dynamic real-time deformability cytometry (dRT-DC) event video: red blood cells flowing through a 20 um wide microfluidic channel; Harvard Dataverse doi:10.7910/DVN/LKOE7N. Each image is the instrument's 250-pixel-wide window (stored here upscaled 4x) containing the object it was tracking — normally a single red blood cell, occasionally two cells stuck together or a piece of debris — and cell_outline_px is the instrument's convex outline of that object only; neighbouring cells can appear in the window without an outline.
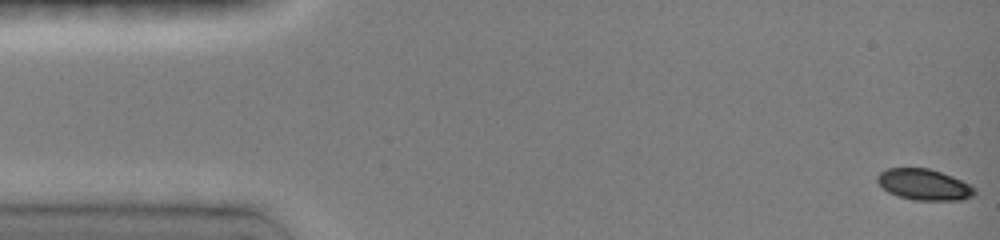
{"species": "common noctule bat (a hibernating species)", "species_latin": "Nyctalus noctula", "temperature_condition": "room temperature", "stored_images_in_passage": 48, "camera_frame_rate_fps": 3000, "um_per_image_px": 0.085, "animal": {"sex": "female", "body_mass_g": 19.0, "forearm_length_mm": 51.5}, "frame": {"image": 1, "passage_image": 1, "time_ms": 0.0, "image_size_px": [1000, 240], "cell_outline_px": [[976, 192], [972, 196], [960, 200], [912, 200], [896, 196], [888, 192], [876, 180], [876, 176], [880, 172], [888, 168], [928, 168], [952, 176], [976, 188]], "centroid_in_image_um": [78.52, 15.69], "position_along_channel_um": 6.5, "area_um2": 17.57}}
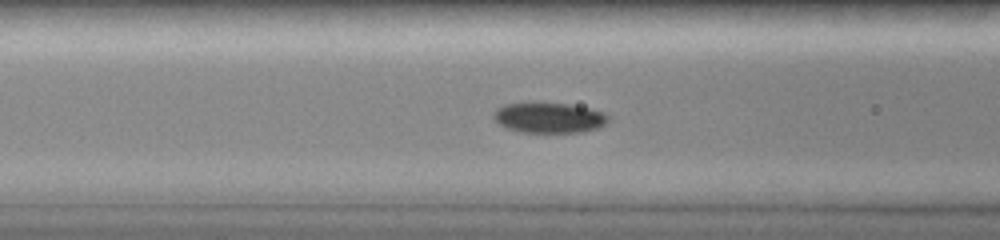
{"frame": {"image": 2, "passage_image": 19, "time_ms": 6.0, "image_size_px": [1000, 240], "cell_outline_px": [[608, 120], [600, 128], [584, 132], [520, 132], [504, 128], [492, 116], [496, 108], [504, 104], [568, 104], [588, 108], [604, 112], [608, 116]], "centroid_in_image_um": [46.67, 10.03], "position_along_channel_um": 119.9, "area_um2": 20.06}}
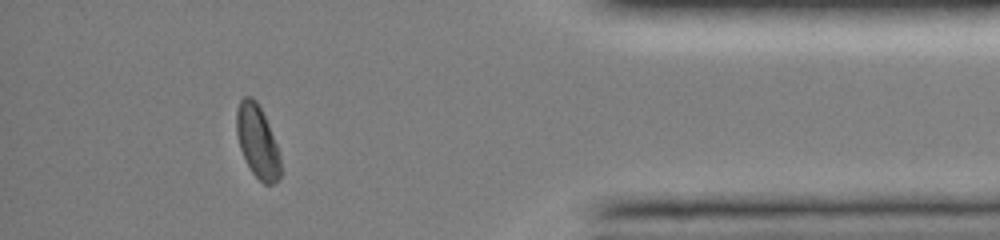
{"frame": {"image": 3, "passage_image": 43, "time_ms": 14.0, "image_size_px": [1000, 240], "cell_outline_px": [[280, 176], [272, 184], [264, 184], [252, 172], [240, 148], [236, 132], [236, 112], [240, 100], [244, 96], [252, 96], [256, 100], [268, 124], [276, 144], [280, 156]], "centroid_in_image_um": [21.86, 12.0], "position_along_channel_um": 413.3, "area_um2": 18.32}, "authors_computed_cell_mechanics": {"area_um2": 19.2185, "velocity_mm_per_s": 4.0081, "shape_relaxation_time_tau1_ms": 2.6208, "shape_relaxation_time_tau2_ms": null, "deformation_change_tau1": 0.1167, "deformation_change_tau2": null}}